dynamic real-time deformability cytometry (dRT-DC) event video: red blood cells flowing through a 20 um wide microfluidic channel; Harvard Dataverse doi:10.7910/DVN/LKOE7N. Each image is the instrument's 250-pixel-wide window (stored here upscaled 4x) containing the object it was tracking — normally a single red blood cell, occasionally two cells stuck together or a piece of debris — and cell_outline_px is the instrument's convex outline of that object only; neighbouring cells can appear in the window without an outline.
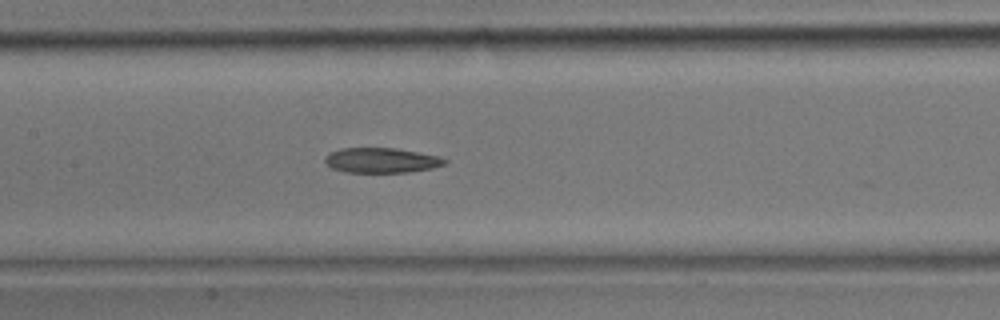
{"species": "common noctule bat (a hibernating species)", "species_latin": "Nyctalus noctula", "temperature_condition": "room temperature", "stored_images_in_passage": 21, "camera_frame_rate_fps": 3000, "um_per_image_px": 0.085, "animal": {"sex": "male", "body_mass_g": 17.9}, "frame": {"image": 1, "passage_image": 15, "time_ms": 4.667, "image_size_px": [1000, 320], "cell_outline_px": [[448, 160], [444, 164], [432, 168], [408, 172], [344, 172], [332, 168], [324, 160], [324, 156], [328, 152], [340, 148], [396, 148], [440, 156]], "centroid_in_image_um": [32.39, 13.62], "position_along_channel_um": 175.0, "area_um2": 17.51}}
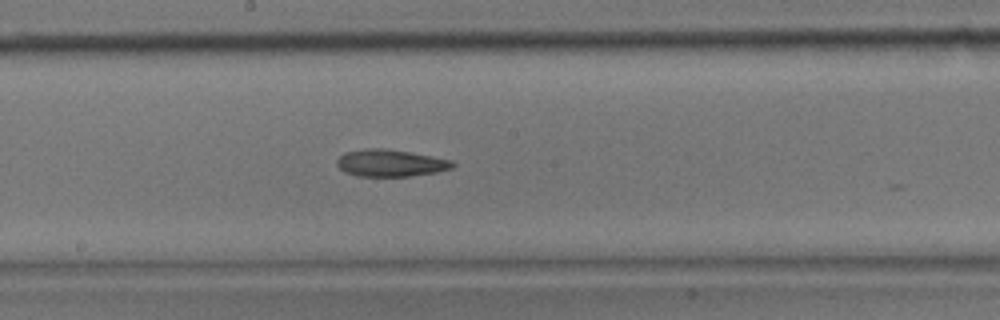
{"frame": {"image": 2, "passage_image": 17, "time_ms": 5.333, "image_size_px": [1000, 320], "cell_outline_px": [[456, 164], [452, 168], [436, 172], [412, 176], [360, 176], [344, 172], [336, 164], [336, 160], [344, 152], [368, 148], [384, 148], [432, 156], [452, 160]], "centroid_in_image_um": [33.18, 13.86], "position_along_channel_um": 215.0, "area_um2": 18.21}}
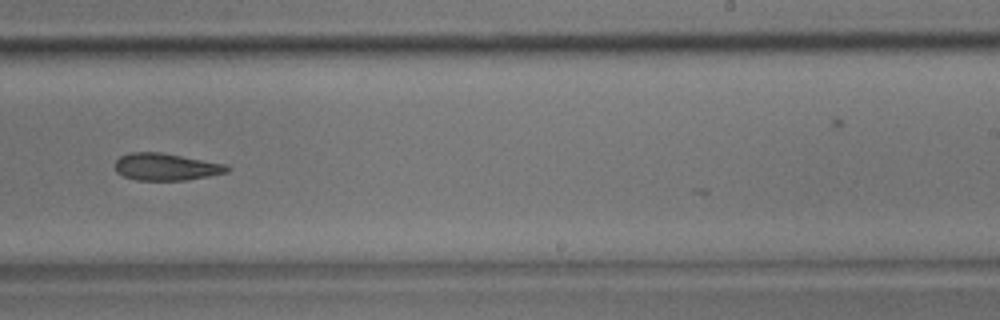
{"frame": {"image": 3, "passage_image": 20, "time_ms": 6.333, "image_size_px": [1000, 320], "cell_outline_px": [[232, 168], [228, 172], [208, 176], [184, 180], [136, 180], [124, 176], [116, 172], [116, 160], [120, 156], [128, 152], [160, 152], [224, 164]], "centroid_in_image_um": [14.09, 14.18], "position_along_channel_um": 274.9, "area_um2": 17.57}}